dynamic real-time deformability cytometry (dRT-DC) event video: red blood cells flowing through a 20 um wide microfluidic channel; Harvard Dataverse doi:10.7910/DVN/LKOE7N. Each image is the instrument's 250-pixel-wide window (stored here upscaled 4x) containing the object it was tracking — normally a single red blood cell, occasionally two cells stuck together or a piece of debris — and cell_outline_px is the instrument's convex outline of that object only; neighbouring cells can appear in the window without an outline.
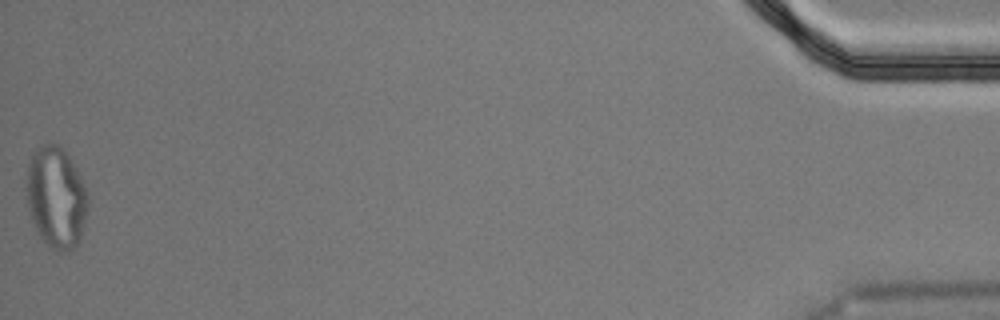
{"species": "Egyptian fruit bat (a non-hibernating species)", "species_latin": "Rousettus aegyptiacus", "temperature_condition": "cold", "stored_images_in_passage": 48, "segment_of_instrument_passage": [2, 2], "camera_frame_rate_fps": 3000, "um_per_image_px": 0.085, "animal": {"sex": "male"}, "frame": {"image": 1, "passage_image": 48, "time_ms": 15.667, "image_size_px": [1000, 320], "cell_outline_px": [[88, 204], [80, 236], [76, 244], [72, 248], [64, 252], [56, 252], [40, 236], [32, 220], [28, 208], [28, 164], [36, 148], [44, 144], [56, 144], [64, 148], [76, 168], [88, 192]], "centroid_in_image_um": [4.79, 16.76], "position_along_channel_um": 430.4, "area_um2": 35.66}}